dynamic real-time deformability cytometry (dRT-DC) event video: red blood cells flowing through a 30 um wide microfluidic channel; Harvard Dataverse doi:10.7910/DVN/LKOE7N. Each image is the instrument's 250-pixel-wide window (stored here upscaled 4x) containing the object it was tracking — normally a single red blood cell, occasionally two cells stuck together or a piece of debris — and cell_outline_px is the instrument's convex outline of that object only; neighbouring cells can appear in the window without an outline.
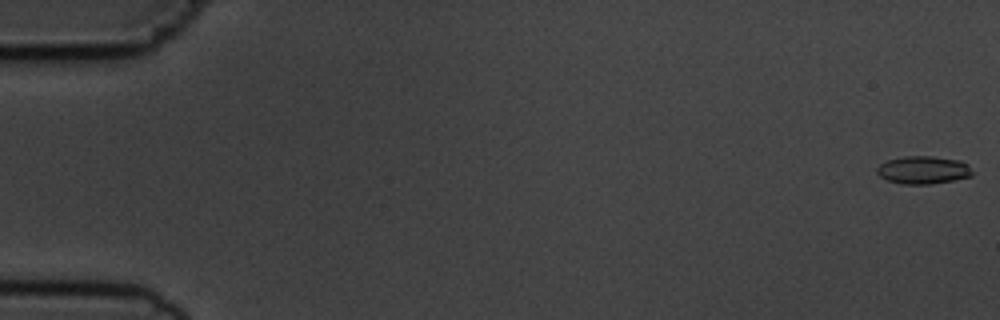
{"species": "common noctule bat (a hibernating species)", "species_latin": "Nyctalus noctula", "temperature_condition": "cold", "stored_images_in_passage": 5, "camera_frame_rate_fps": 3000, "um_per_image_px": 0.085, "animal": {"sex": "male", "body_mass_g": 19.5, "forearm_length_mm": 54.6}, "frame": {"image": 1, "passage_image": 1, "time_ms": 0.0, "image_size_px": [1000, 320], "cell_outline_px": [[972, 176], [952, 180], [928, 184], [900, 184], [888, 180], [880, 176], [876, 172], [876, 168], [880, 164], [888, 160], [904, 156], [932, 156], [960, 160], [968, 164], [972, 172]], "centroid_in_image_um": [78.46, 14.44], "position_along_channel_um": 6.5, "area_um2": 15.43}}